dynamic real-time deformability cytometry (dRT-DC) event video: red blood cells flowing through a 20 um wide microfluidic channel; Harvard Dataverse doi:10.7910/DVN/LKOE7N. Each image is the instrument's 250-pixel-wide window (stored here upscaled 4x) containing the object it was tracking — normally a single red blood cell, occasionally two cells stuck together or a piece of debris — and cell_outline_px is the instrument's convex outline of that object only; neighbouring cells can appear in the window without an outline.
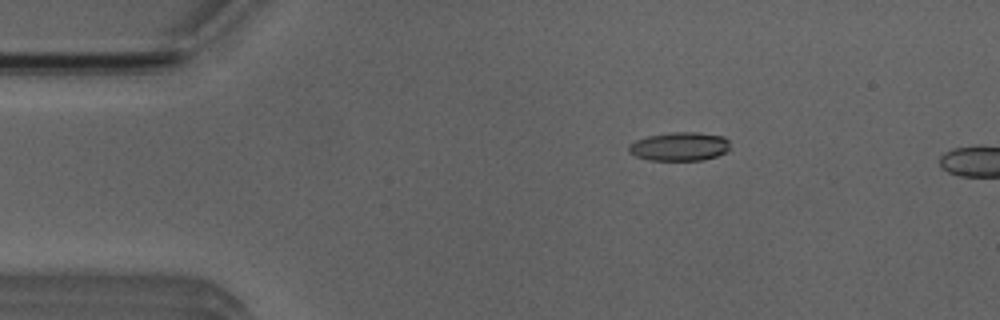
{"species": "Egyptian fruit bat (a non-hibernating species)", "species_latin": "Rousettus aegyptiacus", "temperature_condition": "room temperature", "stored_images_in_passage": 2, "camera_frame_rate_fps": 3000, "um_per_image_px": 0.085, "animal": {"sex": "male"}, "frame": {"image": 1, "passage_image": 1, "time_ms": 0.0, "image_size_px": [1000, 320], "cell_outline_px": [[728, 152], [716, 156], [700, 160], [648, 160], [636, 156], [628, 152], [628, 144], [636, 140], [648, 136], [672, 132], [696, 132], [724, 136], [728, 140]], "centroid_in_image_um": [57.74, 12.45], "position_along_channel_um": 27.3, "area_um2": 16.94}}